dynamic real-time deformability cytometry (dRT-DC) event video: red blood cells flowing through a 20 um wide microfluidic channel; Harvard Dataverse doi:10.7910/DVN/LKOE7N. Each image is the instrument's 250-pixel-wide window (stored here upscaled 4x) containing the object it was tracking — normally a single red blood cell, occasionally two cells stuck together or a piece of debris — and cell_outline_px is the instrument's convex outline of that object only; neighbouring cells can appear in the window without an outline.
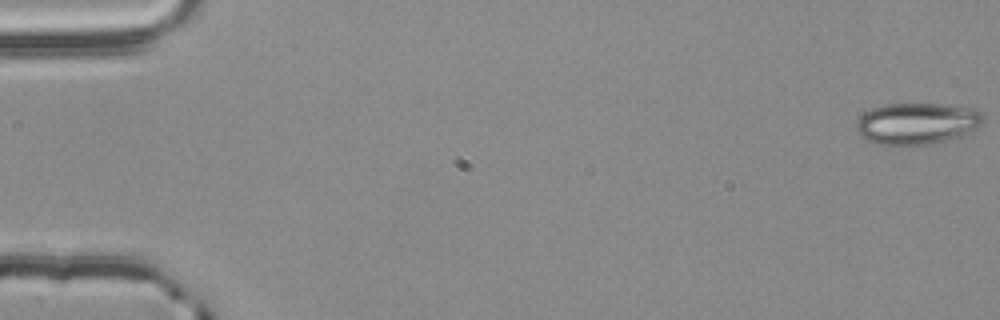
{"species": "common noctule bat (a hibernating species)", "species_latin": "Nyctalus noctula", "temperature_condition": "room temperature", "stored_images_in_passage": 56, "camera_frame_rate_fps": 3000, "um_per_image_px": 0.085, "animal": {"sex": "male", "body_mass_g": 20.4}, "frame": {"image": 1, "passage_image": 1, "time_ms": 0.0, "image_size_px": [1000, 320], "cell_outline_px": [[984, 120], [976, 128], [960, 136], [948, 140], [932, 144], [900, 148], [888, 148], [876, 144], [860, 136], [856, 132], [856, 120], [868, 108], [884, 104], [940, 104], [976, 108], [984, 116]], "centroid_in_image_um": [77.86, 10.54], "position_along_channel_um": 7.1, "area_um2": 31.85}}
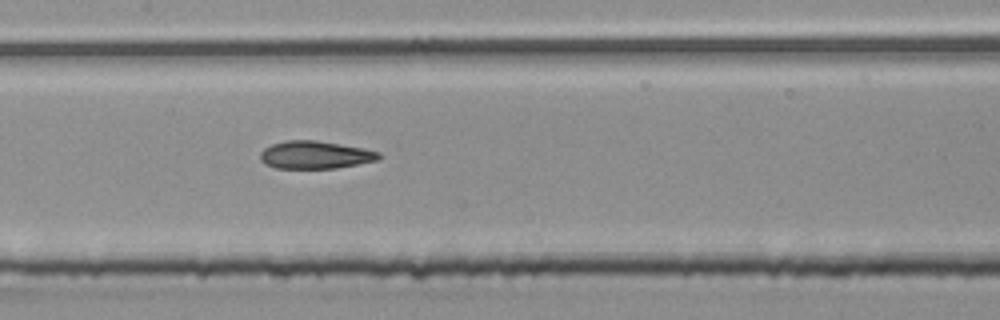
{"frame": {"image": 2, "passage_image": 28, "time_ms": 9.0, "image_size_px": [1000, 320], "cell_outline_px": [[380, 160], [336, 168], [276, 168], [264, 164], [260, 160], [260, 152], [264, 148], [272, 144], [288, 140], [316, 140], [364, 148], [380, 152]], "centroid_in_image_um": [26.79, 13.16], "position_along_channel_um": 180.6, "area_um2": 19.25}}
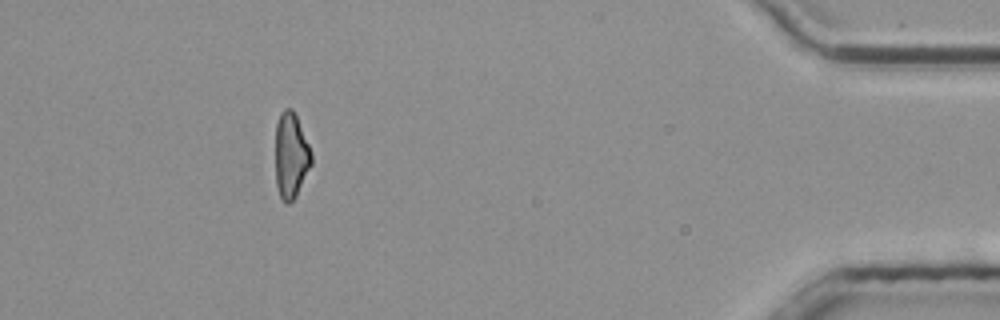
{"frame": {"image": 3, "passage_image": 51, "time_ms": 16.667, "image_size_px": [1000, 320], "cell_outline_px": [[312, 164], [296, 196], [288, 204], [284, 204], [280, 196], [276, 184], [276, 124], [280, 112], [284, 108], [292, 108], [296, 116], [312, 152]], "centroid_in_image_um": [24.73, 13.22], "position_along_channel_um": 410.5, "area_um2": 17.98}, "authors_computed_cell_mechanics": {"area_um2": 19.6231, "velocity_mm_per_s": 3.7913, "shape_relaxation_time_tau1_ms": 9.4745, "shape_relaxation_time_tau2_ms": 3.0242, "deformation_change_tau1": 0.2078, "deformation_change_tau2": 0.1228}}